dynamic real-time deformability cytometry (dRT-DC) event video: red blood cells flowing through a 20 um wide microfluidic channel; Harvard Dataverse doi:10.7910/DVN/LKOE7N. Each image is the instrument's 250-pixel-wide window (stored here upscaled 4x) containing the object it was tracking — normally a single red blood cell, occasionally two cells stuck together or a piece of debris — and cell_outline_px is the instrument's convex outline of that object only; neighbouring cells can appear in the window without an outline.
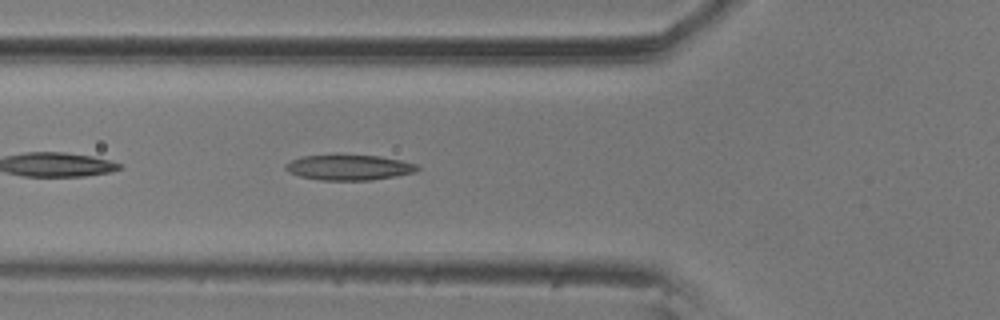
{"species": "common noctule bat (a hibernating species)", "species_latin": "Nyctalus noctula", "temperature_condition": "room temperature", "stored_images_in_passage": 32, "camera_frame_rate_fps": 3000, "um_per_image_px": 0.085, "animal": {"sex": "male", "body_mass_g": 20.5, "forearm_length_mm": 52.5}, "frame": {"image": 1, "passage_image": 5, "time_ms": 1.333, "image_size_px": [1000, 320], "cell_outline_px": [[420, 168], [412, 172], [396, 176], [372, 180], [320, 180], [300, 176], [288, 172], [284, 168], [284, 164], [300, 156], [380, 156], [400, 160], [416, 164]], "centroid_in_image_um": [29.63, 14.24], "position_along_channel_um": 96.2, "area_um2": 19.13}}
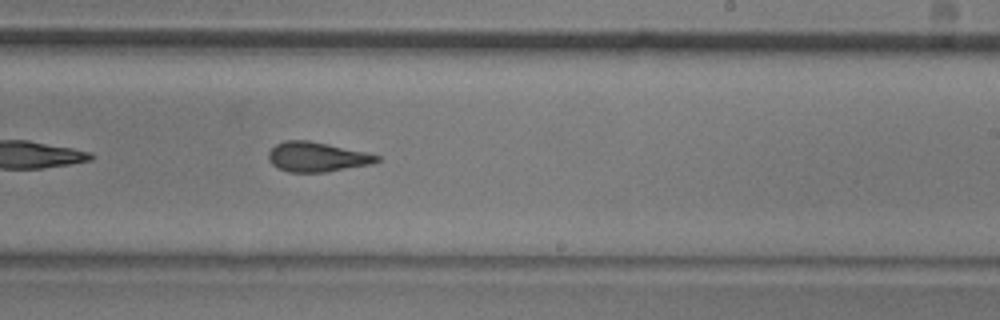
{"frame": {"image": 2, "passage_image": 19, "time_ms": 6.0, "image_size_px": [1000, 320], "cell_outline_px": [[380, 160], [372, 164], [324, 172], [288, 172], [272, 164], [268, 160], [268, 152], [276, 144], [284, 140], [308, 140], [328, 144], [364, 152], [380, 156]], "centroid_in_image_um": [26.91, 13.33], "position_along_channel_um": 262.1, "area_um2": 18.61}}
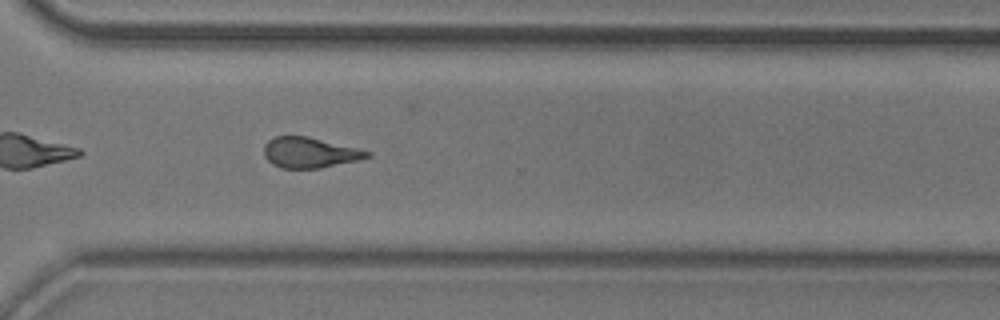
{"frame": {"image": 3, "passage_image": 26, "time_ms": 8.333, "image_size_px": [1000, 320], "cell_outline_px": [[372, 156], [360, 160], [320, 168], [280, 168], [272, 164], [264, 156], [264, 144], [268, 140], [276, 136], [308, 136], [372, 152]], "centroid_in_image_um": [26.32, 12.97], "position_along_channel_um": 344.3, "area_um2": 18.38}, "authors_computed_cell_mechanics": {"area_um2": 18.9006, "velocity_mm_per_s": 3.5391, "shape_relaxation_time_tau1_ms": 6.7386, "shape_relaxation_time_tau2_ms": 2.5561, "deformation_change_tau1": 0.1978, "deformation_change_tau2": 0.1205}}